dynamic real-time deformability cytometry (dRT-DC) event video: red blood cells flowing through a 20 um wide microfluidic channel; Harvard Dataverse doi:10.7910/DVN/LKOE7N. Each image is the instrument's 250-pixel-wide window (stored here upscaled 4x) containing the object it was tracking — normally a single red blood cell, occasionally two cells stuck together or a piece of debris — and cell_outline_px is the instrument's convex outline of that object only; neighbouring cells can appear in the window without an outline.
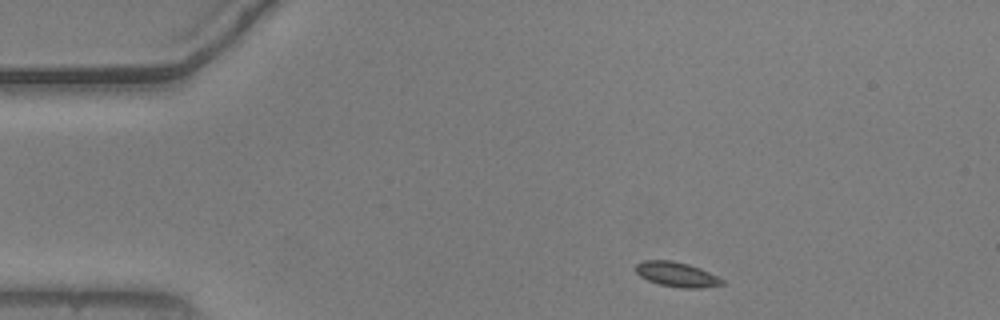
{"species": "common noctule bat (a hibernating species)", "species_latin": "Nyctalus noctula", "temperature_condition": "warm", "stored_images_in_passage": 46, "camera_frame_rate_fps": 3000, "um_per_image_px": 0.085, "animal": {"sex": "male", "body_mass_g": 20.5, "forearm_length_mm": 52.5}, "frame": {"image": 1, "passage_image": 1, "time_ms": 0.0, "image_size_px": [1000, 320], "cell_outline_px": [[724, 284], [700, 288], [684, 288], [660, 284], [648, 280], [640, 276], [636, 272], [636, 264], [644, 260], [672, 260], [688, 264], [700, 268], [724, 280]], "centroid_in_image_um": [57.51, 23.31], "position_along_channel_um": 27.5, "area_um2": 12.31}}
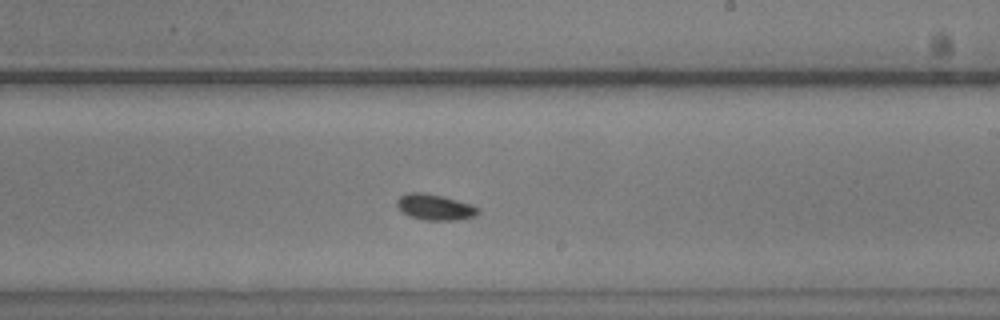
{"frame": {"image": 2, "passage_image": 24, "time_ms": 7.667, "image_size_px": [1000, 320], "cell_outline_px": [[480, 212], [476, 216], [456, 220], [424, 220], [408, 216], [396, 204], [396, 200], [400, 196], [408, 192], [424, 192], [444, 196], [472, 204], [480, 208]], "centroid_in_image_um": [37.0, 17.6], "position_along_channel_um": 252.0, "area_um2": 12.43}}
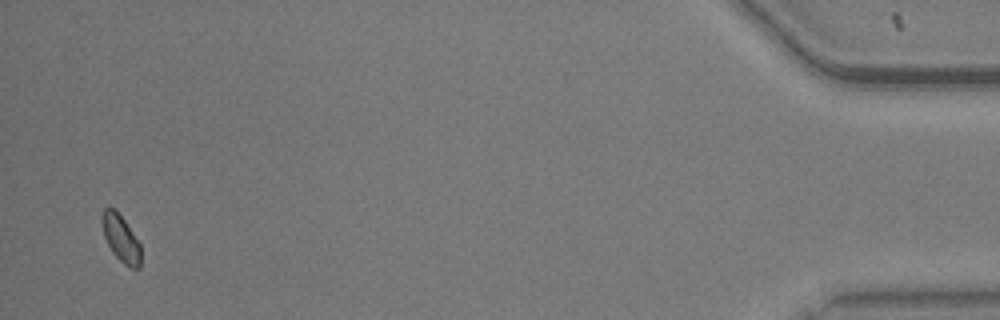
{"frame": {"image": 3, "passage_image": 45, "time_ms": 14.667, "image_size_px": [1000, 320], "cell_outline_px": [[140, 268], [132, 268], [124, 264], [112, 252], [104, 236], [100, 220], [100, 216], [104, 208], [116, 208], [140, 244]], "centroid_in_image_um": [10.24, 20.22], "position_along_channel_um": 425.0, "area_um2": 10.58}, "authors_computed_cell_mechanics": {"area_um2": 11.7623, "velocity_mm_per_s": 3.709, "shape_relaxation_time_tau1_ms": 5.2903, "shape_relaxation_time_tau2_ms": null, "deformation_change_tau1": 0.0668, "deformation_change_tau2": null}}